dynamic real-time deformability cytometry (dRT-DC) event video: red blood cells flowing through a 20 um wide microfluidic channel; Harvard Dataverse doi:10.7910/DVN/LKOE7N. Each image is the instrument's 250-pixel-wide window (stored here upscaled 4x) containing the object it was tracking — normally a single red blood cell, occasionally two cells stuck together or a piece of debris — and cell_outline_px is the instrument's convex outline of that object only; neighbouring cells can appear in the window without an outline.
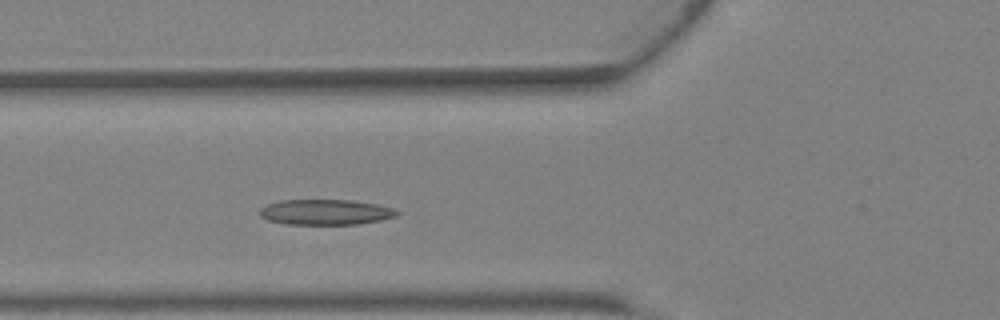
{"species": "Egyptian fruit bat (a non-hibernating species)", "species_latin": "Rousettus aegyptiacus", "temperature_condition": "warm", "stored_images_in_passage": 34, "camera_frame_rate_fps": 3000, "um_per_image_px": 0.085, "animal": {"sex": "female"}, "frame": {"image": 1, "passage_image": 11, "time_ms": 3.333, "image_size_px": [1000, 320], "cell_outline_px": [[400, 212], [396, 216], [380, 220], [356, 224], [288, 224], [268, 220], [260, 216], [260, 208], [268, 204], [280, 200], [352, 200], [376, 204], [392, 208]], "centroid_in_image_um": [27.66, 18.02], "position_along_channel_um": 98.1, "area_um2": 20.17}}
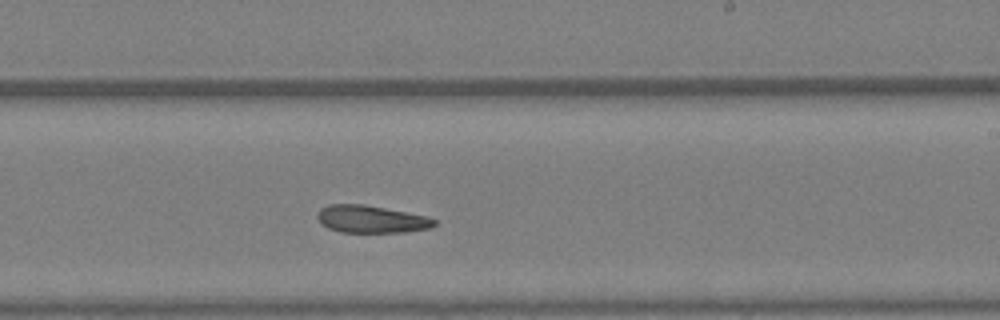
{"frame": {"image": 2, "passage_image": 21, "time_ms": 6.667, "image_size_px": [1000, 320], "cell_outline_px": [[436, 224], [428, 228], [404, 232], [340, 232], [328, 228], [316, 216], [320, 208], [328, 204], [364, 204], [428, 216], [436, 220]], "centroid_in_image_um": [31.55, 18.62], "position_along_channel_um": 257.5, "area_um2": 18.61}}
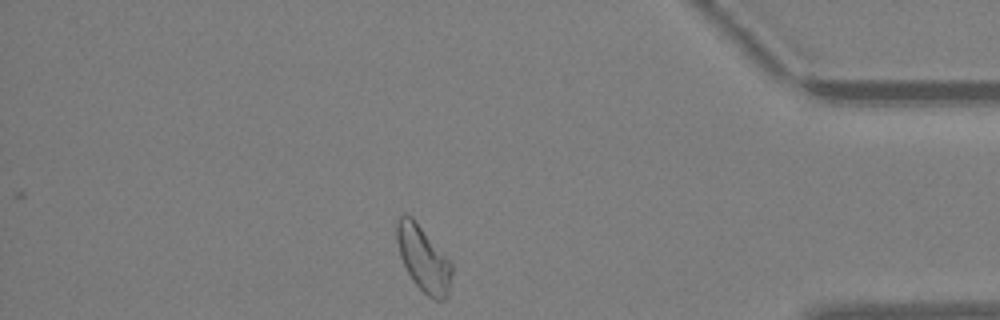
{"frame": {"image": 3, "passage_image": 32, "time_ms": 10.333, "image_size_px": [1000, 320], "cell_outline_px": [[452, 272], [448, 296], [444, 300], [436, 300], [428, 296], [412, 280], [400, 256], [396, 240], [396, 220], [404, 212], [412, 216], [452, 264]], "centroid_in_image_um": [35.96, 21.97], "position_along_channel_um": 399.2, "area_um2": 20.87}, "authors_computed_cell_mechanics": {"area_um2": 20.2878, "velocity_mm_per_s": 4.7874, "shape_relaxation_time_tau1_ms": 4.8812, "shape_relaxation_time_tau2_ms": null, "deformation_change_tau1": 0.1317, "deformation_change_tau2": null}}